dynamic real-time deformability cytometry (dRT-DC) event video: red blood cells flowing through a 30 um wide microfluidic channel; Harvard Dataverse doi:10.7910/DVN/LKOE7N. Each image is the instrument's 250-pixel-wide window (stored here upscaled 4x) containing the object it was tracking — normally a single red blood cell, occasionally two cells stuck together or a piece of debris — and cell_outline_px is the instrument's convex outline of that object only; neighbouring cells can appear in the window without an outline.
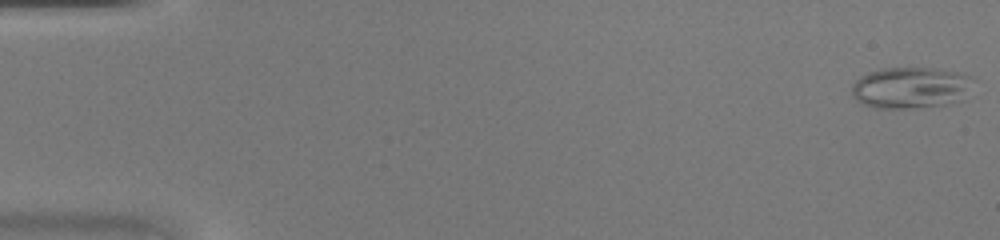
{"species": "common noctule bat (a hibernating species)", "species_latin": "Nyctalus noctula", "temperature_condition": "warm", "stored_images_in_passage": 47, "camera_frame_rate_fps": 3000, "um_per_image_px": 0.085, "animal": {"sex": "female", "body_mass_g": 20.0, "forearm_length_mm": 54.0}, "frame": {"image": 1, "passage_image": 1, "time_ms": 0.0, "image_size_px": [1000, 240], "cell_outline_px": [[972, 76], [964, 100], [944, 104], [916, 108], [876, 108], [864, 104], [856, 100], [852, 96], [852, 84], [860, 76], [868, 72], [884, 68], [932, 68], [964, 72]], "centroid_in_image_um": [77.39, 7.45], "position_along_channel_um": 7.6, "area_um2": 29.36}}
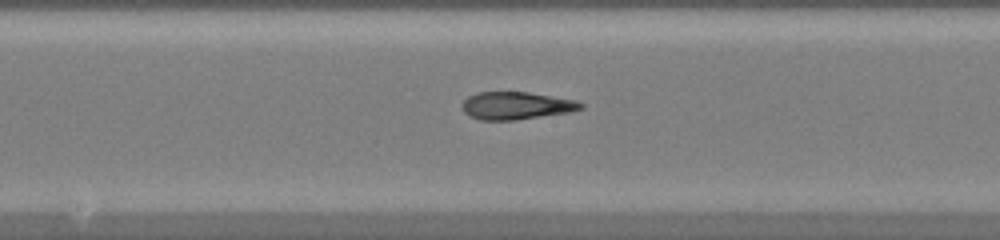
{"frame": {"image": 2, "passage_image": 25, "time_ms": 8.0, "image_size_px": [1000, 240], "cell_outline_px": [[584, 108], [572, 112], [512, 120], [480, 120], [464, 112], [460, 104], [468, 96], [476, 92], [528, 92], [576, 100], [584, 104]], "centroid_in_image_um": [43.89, 8.97], "position_along_channel_um": 204.3, "area_um2": 19.13}}
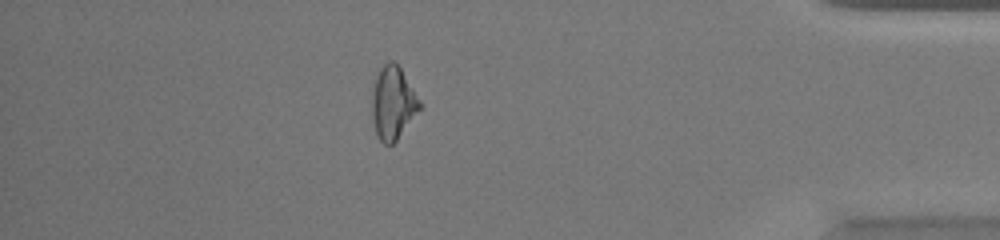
{"frame": {"image": 3, "passage_image": 41, "time_ms": 13.333, "image_size_px": [1000, 240], "cell_outline_px": [[420, 108], [396, 140], [392, 144], [384, 144], [376, 136], [372, 120], [372, 88], [376, 72], [388, 60], [392, 60], [400, 68], [420, 100]], "centroid_in_image_um": [33.35, 8.73], "position_along_channel_um": 401.9, "area_um2": 20.11}}